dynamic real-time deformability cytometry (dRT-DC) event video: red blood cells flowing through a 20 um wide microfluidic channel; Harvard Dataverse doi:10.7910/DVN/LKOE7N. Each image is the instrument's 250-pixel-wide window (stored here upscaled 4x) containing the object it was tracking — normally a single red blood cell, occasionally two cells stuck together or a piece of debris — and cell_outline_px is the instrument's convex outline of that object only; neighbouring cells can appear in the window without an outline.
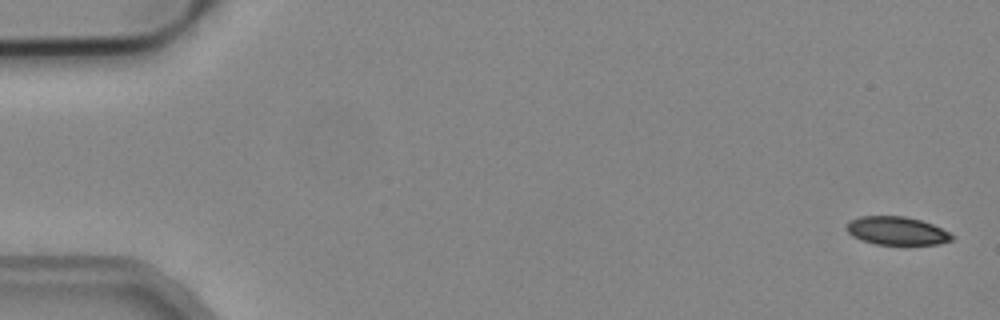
{"species": "common noctule bat (a hibernating species)", "species_latin": "Nyctalus noctula", "temperature_condition": "cold", "stored_images_in_passage": 5, "camera_frame_rate_fps": 3000, "um_per_image_px": 0.085, "animal": {"sex": "male", "body_mass_g": 19.2, "forearm_length_mm": 51.8}, "frame": {"image": 1, "passage_image": 1, "time_ms": 0.0, "image_size_px": [1000, 320], "cell_outline_px": [[956, 236], [952, 240], [940, 244], [876, 244], [852, 236], [844, 228], [848, 220], [860, 216], [904, 216], [920, 220], [932, 224]], "centroid_in_image_um": [76.2, 19.61], "position_along_channel_um": 8.8, "area_um2": 17.34}}
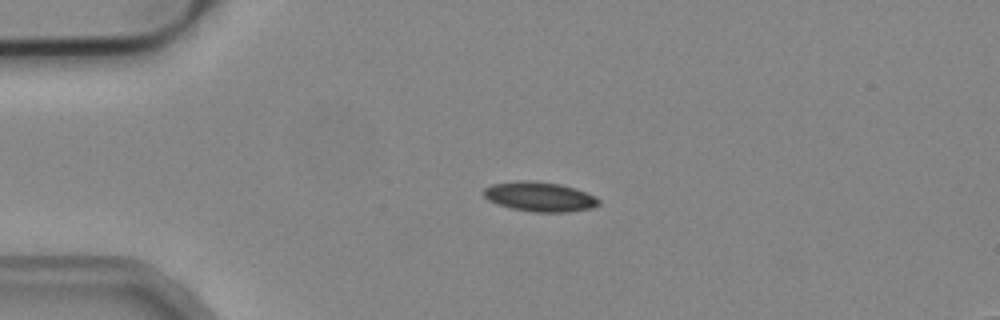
{"frame": {"image": 2, "passage_image": 4, "time_ms": 1.0, "image_size_px": [1000, 320], "cell_outline_px": [[600, 204], [592, 208], [568, 212], [532, 212], [512, 208], [496, 204], [488, 200], [484, 196], [484, 188], [492, 184], [520, 180], [532, 180], [560, 184], [576, 188], [596, 196], [600, 200]], "centroid_in_image_um": [45.89, 16.72], "position_along_channel_um": 39.1, "area_um2": 20.06}}